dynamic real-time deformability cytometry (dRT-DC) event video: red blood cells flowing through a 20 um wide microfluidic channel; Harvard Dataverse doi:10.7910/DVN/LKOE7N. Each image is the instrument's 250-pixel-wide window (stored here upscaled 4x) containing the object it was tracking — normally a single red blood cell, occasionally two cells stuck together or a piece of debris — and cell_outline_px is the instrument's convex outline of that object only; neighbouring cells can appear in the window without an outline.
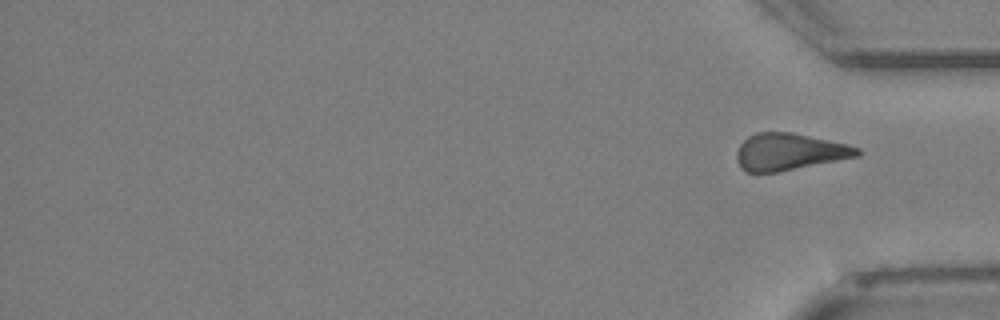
{"species": "Egyptian fruit bat (a non-hibernating species)", "species_latin": "Rousettus aegyptiacus", "temperature_condition": "cold", "stored_images_in_passage": 28, "segment_of_instrument_passage": [2, 2], "camera_frame_rate_fps": 3000, "um_per_image_px": 0.085, "animal": {"sex": "female"}, "frame": {"image": 1, "passage_image": 28, "time_ms": 9.0, "image_size_px": [1000, 320], "cell_outline_px": [[864, 152], [860, 156], [776, 172], [744, 172], [740, 168], [736, 160], [736, 152], [740, 144], [748, 136], [756, 132], [792, 132], [848, 144], [860, 148]], "centroid_in_image_um": [67.09, 12.9], "position_along_channel_um": 368.1, "area_um2": 26.13}}